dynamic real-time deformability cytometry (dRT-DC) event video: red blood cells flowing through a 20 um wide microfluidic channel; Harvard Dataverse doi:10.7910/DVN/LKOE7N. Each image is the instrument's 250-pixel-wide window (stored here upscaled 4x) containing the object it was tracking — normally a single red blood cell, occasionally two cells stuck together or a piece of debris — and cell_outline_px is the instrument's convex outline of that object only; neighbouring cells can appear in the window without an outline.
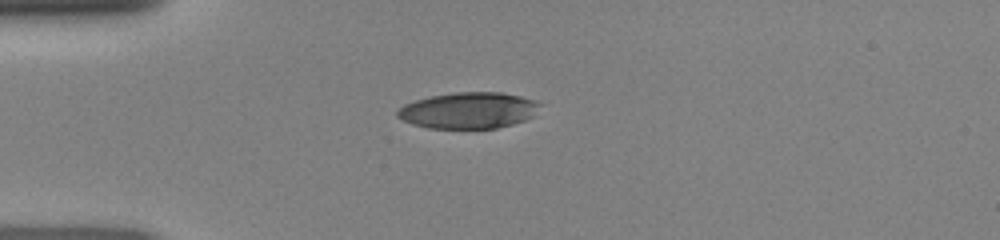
{"species": "human", "species_latin": "Homo sapiens", "temperature_condition": "room temperature", "stored_images_in_passage": 36, "camera_frame_rate_fps": 3000, "um_per_image_px": 0.085, "donor": {"sex": "female"}, "frame": {"image": 1, "passage_image": 1, "time_ms": 0.0, "image_size_px": [1000, 240], "cell_outline_px": [[544, 104], [532, 116], [524, 120], [512, 124], [496, 128], [428, 128], [412, 124], [396, 116], [396, 112], [404, 104], [416, 100], [432, 96], [452, 92], [500, 92], [520, 96], [536, 100]], "centroid_in_image_um": [39.85, 9.38], "position_along_channel_um": 45.1, "area_um2": 30.11}}
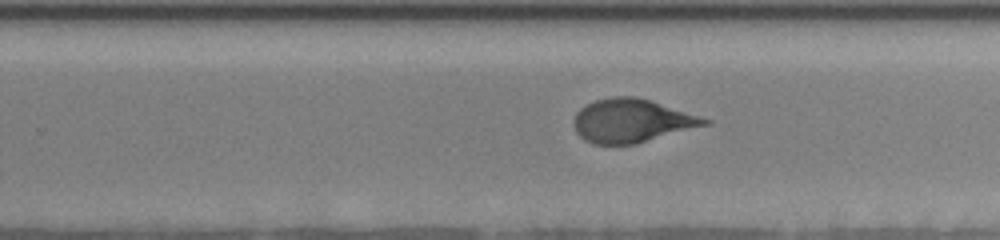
{"frame": {"image": 2, "passage_image": 19, "time_ms": 6.0, "image_size_px": [1000, 240], "cell_outline_px": [[712, 124], [636, 144], [592, 144], [584, 140], [576, 132], [572, 124], [572, 120], [576, 112], [580, 108], [596, 100], [612, 96], [636, 96], [652, 100], [712, 120]], "centroid_in_image_um": [53.71, 10.26], "position_along_channel_um": 276.1, "area_um2": 33.58}}
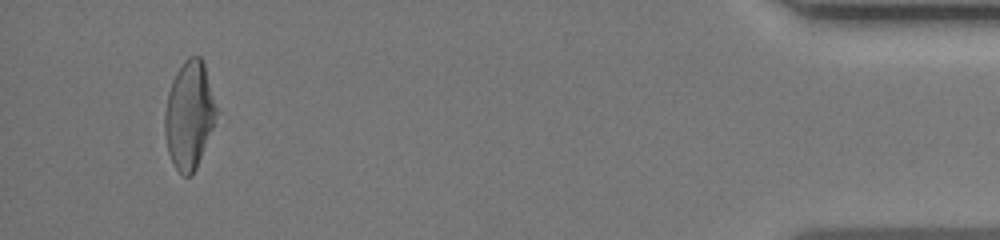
{"frame": {"image": 3, "passage_image": 34, "time_ms": 11.0, "image_size_px": [1000, 240], "cell_outline_px": [[216, 112], [212, 128], [196, 168], [192, 176], [184, 176], [172, 164], [168, 152], [164, 132], [164, 112], [168, 92], [172, 80], [176, 72], [184, 60], [188, 56], [200, 56], [204, 64], [216, 108]], "centroid_in_image_um": [16.04, 9.78], "position_along_channel_um": 419.2, "area_um2": 31.96}}